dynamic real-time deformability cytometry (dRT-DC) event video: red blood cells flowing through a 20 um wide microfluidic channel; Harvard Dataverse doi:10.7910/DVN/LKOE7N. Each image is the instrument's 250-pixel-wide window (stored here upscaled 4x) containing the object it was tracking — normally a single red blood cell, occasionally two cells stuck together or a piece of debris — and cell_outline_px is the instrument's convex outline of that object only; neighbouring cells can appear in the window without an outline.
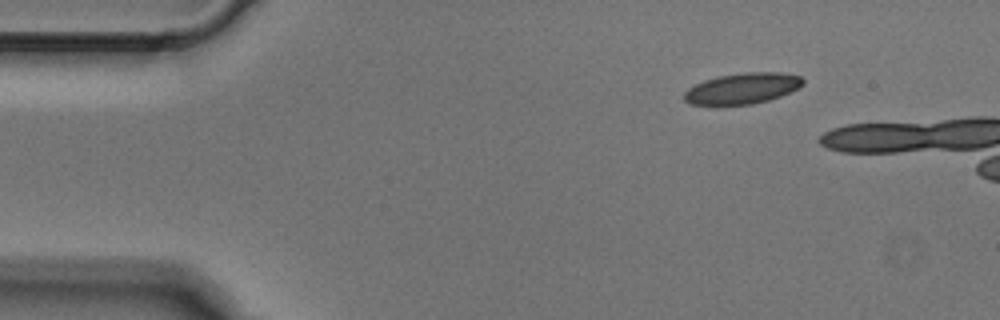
{"species": "Egyptian fruit bat (a non-hibernating species)", "species_latin": "Rousettus aegyptiacus", "temperature_condition": "cold", "stored_images_in_passage": 3, "camera_frame_rate_fps": 3000, "um_per_image_px": 0.085, "animal": {"sex": "male"}, "frame": {"image": 1, "passage_image": 1, "time_ms": 0.0, "image_size_px": [1000, 320], "cell_outline_px": [[804, 84], [780, 96], [768, 100], [752, 104], [716, 108], [688, 104], [684, 100], [684, 92], [688, 88], [704, 80], [716, 76], [744, 72], [780, 72], [800, 76], [804, 80]], "centroid_in_image_um": [63.0, 7.56], "position_along_channel_um": 22.0, "area_um2": 22.14}}